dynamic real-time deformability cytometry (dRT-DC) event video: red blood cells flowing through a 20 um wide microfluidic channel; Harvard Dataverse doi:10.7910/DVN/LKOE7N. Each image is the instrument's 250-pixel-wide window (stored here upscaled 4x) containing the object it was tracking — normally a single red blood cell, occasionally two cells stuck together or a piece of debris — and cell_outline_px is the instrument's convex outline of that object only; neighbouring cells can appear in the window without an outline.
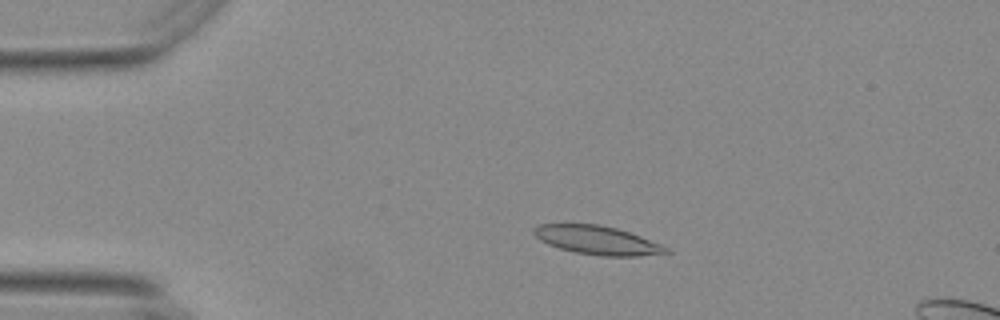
{"species": "Egyptian fruit bat (a non-hibernating species)", "species_latin": "Rousettus aegyptiacus", "temperature_condition": "warm", "stored_images_in_passage": 38, "camera_frame_rate_fps": 3000, "um_per_image_px": 0.085, "animal": {"sex": "female"}, "frame": {"image": 1, "passage_image": 2, "time_ms": 0.333, "image_size_px": [1000, 320], "cell_outline_px": [[672, 252], [636, 256], [600, 256], [576, 252], [560, 248], [548, 244], [540, 240], [532, 232], [532, 228], [536, 224], [596, 224], [616, 228], [640, 236], [660, 244], [668, 248]], "centroid_in_image_um": [50.73, 20.41], "position_along_channel_um": 34.3, "area_um2": 21.91}}
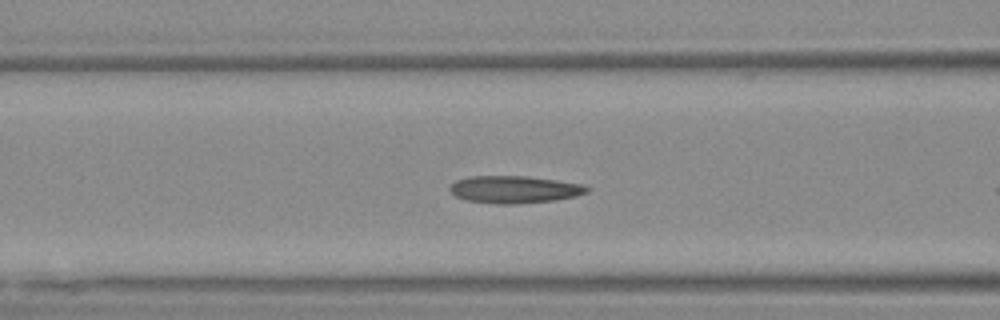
{"frame": {"image": 2, "passage_image": 13, "time_ms": 4.0, "image_size_px": [1000, 320], "cell_outline_px": [[592, 188], [588, 192], [576, 196], [556, 200], [516, 204], [496, 204], [464, 200], [456, 196], [448, 188], [456, 180], [468, 176], [524, 176], [556, 180], [584, 184]], "centroid_in_image_um": [43.74, 16.11], "position_along_channel_um": 122.9, "area_um2": 22.02}}
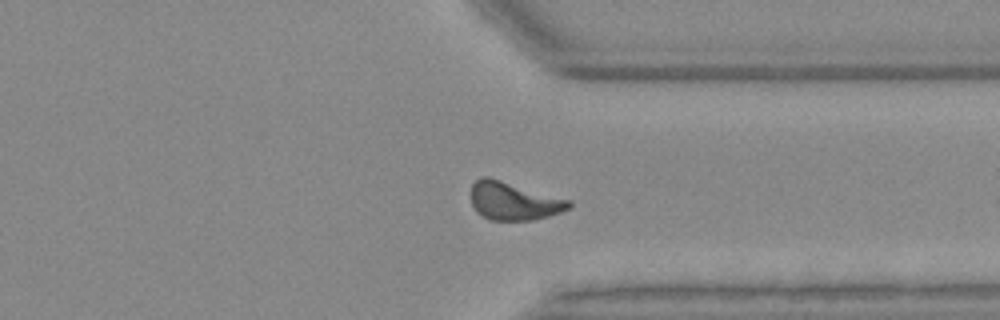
{"frame": {"image": 3, "passage_image": 33, "time_ms": 10.667, "image_size_px": [1000, 320], "cell_outline_px": [[572, 208], [548, 216], [532, 220], [492, 220], [476, 212], [468, 196], [472, 184], [480, 176], [488, 176], [572, 200]], "centroid_in_image_um": [43.64, 17.07], "position_along_channel_um": 367.8, "area_um2": 22.14}, "authors_computed_cell_mechanics": {"area_um2": 21.3282, "velocity_mm_per_s": 3.688, "shape_relaxation_time_tau1_ms": 5.3857, "shape_relaxation_time_tau2_ms": 1.4843, "deformation_change_tau1": 0.1737, "deformation_change_tau2": 0.1019}}